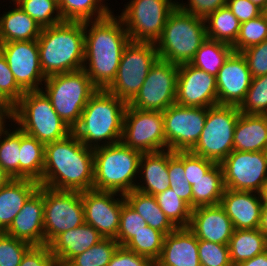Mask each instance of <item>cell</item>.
I'll list each match as a JSON object with an SVG mask.
<instances>
[{
	"label": "cell",
	"mask_w": 267,
	"mask_h": 266,
	"mask_svg": "<svg viewBox=\"0 0 267 266\" xmlns=\"http://www.w3.org/2000/svg\"><path fill=\"white\" fill-rule=\"evenodd\" d=\"M84 33L83 70L97 89L106 90L116 78L122 52L130 41L128 32L122 20L111 13L106 18L84 22Z\"/></svg>",
	"instance_id": "cell-1"
},
{
	"label": "cell",
	"mask_w": 267,
	"mask_h": 266,
	"mask_svg": "<svg viewBox=\"0 0 267 266\" xmlns=\"http://www.w3.org/2000/svg\"><path fill=\"white\" fill-rule=\"evenodd\" d=\"M93 148L70 133L66 138L45 145L44 170L39 185L67 191L93 190Z\"/></svg>",
	"instance_id": "cell-2"
},
{
	"label": "cell",
	"mask_w": 267,
	"mask_h": 266,
	"mask_svg": "<svg viewBox=\"0 0 267 266\" xmlns=\"http://www.w3.org/2000/svg\"><path fill=\"white\" fill-rule=\"evenodd\" d=\"M37 44L40 67L45 77L83 69L84 22L63 21L42 28Z\"/></svg>",
	"instance_id": "cell-3"
},
{
	"label": "cell",
	"mask_w": 267,
	"mask_h": 266,
	"mask_svg": "<svg viewBox=\"0 0 267 266\" xmlns=\"http://www.w3.org/2000/svg\"><path fill=\"white\" fill-rule=\"evenodd\" d=\"M127 105L107 90L98 89L84 107L72 133L85 146L93 149L121 142ZM101 141L104 144L100 145Z\"/></svg>",
	"instance_id": "cell-4"
},
{
	"label": "cell",
	"mask_w": 267,
	"mask_h": 266,
	"mask_svg": "<svg viewBox=\"0 0 267 266\" xmlns=\"http://www.w3.org/2000/svg\"><path fill=\"white\" fill-rule=\"evenodd\" d=\"M93 155V190L125 195L135 189L141 152L118 142L94 148Z\"/></svg>",
	"instance_id": "cell-5"
},
{
	"label": "cell",
	"mask_w": 267,
	"mask_h": 266,
	"mask_svg": "<svg viewBox=\"0 0 267 266\" xmlns=\"http://www.w3.org/2000/svg\"><path fill=\"white\" fill-rule=\"evenodd\" d=\"M206 39L204 18L177 6L169 15L155 46L159 59L181 65L192 61Z\"/></svg>",
	"instance_id": "cell-6"
},
{
	"label": "cell",
	"mask_w": 267,
	"mask_h": 266,
	"mask_svg": "<svg viewBox=\"0 0 267 266\" xmlns=\"http://www.w3.org/2000/svg\"><path fill=\"white\" fill-rule=\"evenodd\" d=\"M13 121L44 145L66 138L72 129L58 116L42 90L27 91L15 105Z\"/></svg>",
	"instance_id": "cell-7"
},
{
	"label": "cell",
	"mask_w": 267,
	"mask_h": 266,
	"mask_svg": "<svg viewBox=\"0 0 267 266\" xmlns=\"http://www.w3.org/2000/svg\"><path fill=\"white\" fill-rule=\"evenodd\" d=\"M46 96L58 116L73 129L79 122L84 107L98 90L83 69L46 77Z\"/></svg>",
	"instance_id": "cell-8"
},
{
	"label": "cell",
	"mask_w": 267,
	"mask_h": 266,
	"mask_svg": "<svg viewBox=\"0 0 267 266\" xmlns=\"http://www.w3.org/2000/svg\"><path fill=\"white\" fill-rule=\"evenodd\" d=\"M240 113L234 105L207 108L204 128L190 152L220 164L233 151L234 129Z\"/></svg>",
	"instance_id": "cell-9"
},
{
	"label": "cell",
	"mask_w": 267,
	"mask_h": 266,
	"mask_svg": "<svg viewBox=\"0 0 267 266\" xmlns=\"http://www.w3.org/2000/svg\"><path fill=\"white\" fill-rule=\"evenodd\" d=\"M158 59L155 43L129 41L122 52L116 78L106 90L128 104Z\"/></svg>",
	"instance_id": "cell-10"
},
{
	"label": "cell",
	"mask_w": 267,
	"mask_h": 266,
	"mask_svg": "<svg viewBox=\"0 0 267 266\" xmlns=\"http://www.w3.org/2000/svg\"><path fill=\"white\" fill-rule=\"evenodd\" d=\"M177 3L172 0H131L117 17L126 26L130 41L155 43Z\"/></svg>",
	"instance_id": "cell-11"
},
{
	"label": "cell",
	"mask_w": 267,
	"mask_h": 266,
	"mask_svg": "<svg viewBox=\"0 0 267 266\" xmlns=\"http://www.w3.org/2000/svg\"><path fill=\"white\" fill-rule=\"evenodd\" d=\"M44 245L59 234L85 223L80 191L54 190L43 186Z\"/></svg>",
	"instance_id": "cell-12"
},
{
	"label": "cell",
	"mask_w": 267,
	"mask_h": 266,
	"mask_svg": "<svg viewBox=\"0 0 267 266\" xmlns=\"http://www.w3.org/2000/svg\"><path fill=\"white\" fill-rule=\"evenodd\" d=\"M121 142L141 153L166 150L163 112L127 105Z\"/></svg>",
	"instance_id": "cell-13"
},
{
	"label": "cell",
	"mask_w": 267,
	"mask_h": 266,
	"mask_svg": "<svg viewBox=\"0 0 267 266\" xmlns=\"http://www.w3.org/2000/svg\"><path fill=\"white\" fill-rule=\"evenodd\" d=\"M179 65L158 59L136 96L128 103L140 110L163 112L175 104Z\"/></svg>",
	"instance_id": "cell-14"
},
{
	"label": "cell",
	"mask_w": 267,
	"mask_h": 266,
	"mask_svg": "<svg viewBox=\"0 0 267 266\" xmlns=\"http://www.w3.org/2000/svg\"><path fill=\"white\" fill-rule=\"evenodd\" d=\"M207 108L177 104L163 111L166 150L190 151L199 140L205 125Z\"/></svg>",
	"instance_id": "cell-15"
},
{
	"label": "cell",
	"mask_w": 267,
	"mask_h": 266,
	"mask_svg": "<svg viewBox=\"0 0 267 266\" xmlns=\"http://www.w3.org/2000/svg\"><path fill=\"white\" fill-rule=\"evenodd\" d=\"M220 165L226 189L259 193L267 181V157L264 151L233 150Z\"/></svg>",
	"instance_id": "cell-16"
},
{
	"label": "cell",
	"mask_w": 267,
	"mask_h": 266,
	"mask_svg": "<svg viewBox=\"0 0 267 266\" xmlns=\"http://www.w3.org/2000/svg\"><path fill=\"white\" fill-rule=\"evenodd\" d=\"M0 51L5 56L15 81L24 92L43 89L39 86L46 77L40 67L37 40L0 43Z\"/></svg>",
	"instance_id": "cell-17"
},
{
	"label": "cell",
	"mask_w": 267,
	"mask_h": 266,
	"mask_svg": "<svg viewBox=\"0 0 267 266\" xmlns=\"http://www.w3.org/2000/svg\"><path fill=\"white\" fill-rule=\"evenodd\" d=\"M175 104L209 108L218 104L216 76L190 63L178 68Z\"/></svg>",
	"instance_id": "cell-18"
},
{
	"label": "cell",
	"mask_w": 267,
	"mask_h": 266,
	"mask_svg": "<svg viewBox=\"0 0 267 266\" xmlns=\"http://www.w3.org/2000/svg\"><path fill=\"white\" fill-rule=\"evenodd\" d=\"M116 192L87 190L81 192L85 223L95 228L104 238H117L123 195Z\"/></svg>",
	"instance_id": "cell-19"
},
{
	"label": "cell",
	"mask_w": 267,
	"mask_h": 266,
	"mask_svg": "<svg viewBox=\"0 0 267 266\" xmlns=\"http://www.w3.org/2000/svg\"><path fill=\"white\" fill-rule=\"evenodd\" d=\"M251 80L244 56L233 52L216 75L218 104L239 106L250 88Z\"/></svg>",
	"instance_id": "cell-20"
},
{
	"label": "cell",
	"mask_w": 267,
	"mask_h": 266,
	"mask_svg": "<svg viewBox=\"0 0 267 266\" xmlns=\"http://www.w3.org/2000/svg\"><path fill=\"white\" fill-rule=\"evenodd\" d=\"M16 239L30 243L32 246L44 245V203L43 186L24 203L23 208L5 231Z\"/></svg>",
	"instance_id": "cell-21"
},
{
	"label": "cell",
	"mask_w": 267,
	"mask_h": 266,
	"mask_svg": "<svg viewBox=\"0 0 267 266\" xmlns=\"http://www.w3.org/2000/svg\"><path fill=\"white\" fill-rule=\"evenodd\" d=\"M188 228L197 239L222 245H228L235 230L231 219L220 204L192 209Z\"/></svg>",
	"instance_id": "cell-22"
},
{
	"label": "cell",
	"mask_w": 267,
	"mask_h": 266,
	"mask_svg": "<svg viewBox=\"0 0 267 266\" xmlns=\"http://www.w3.org/2000/svg\"><path fill=\"white\" fill-rule=\"evenodd\" d=\"M220 205L231 219L234 229L259 227L263 203L258 192L225 189Z\"/></svg>",
	"instance_id": "cell-23"
},
{
	"label": "cell",
	"mask_w": 267,
	"mask_h": 266,
	"mask_svg": "<svg viewBox=\"0 0 267 266\" xmlns=\"http://www.w3.org/2000/svg\"><path fill=\"white\" fill-rule=\"evenodd\" d=\"M156 266H201L198 239L188 227H178L164 237Z\"/></svg>",
	"instance_id": "cell-24"
},
{
	"label": "cell",
	"mask_w": 267,
	"mask_h": 266,
	"mask_svg": "<svg viewBox=\"0 0 267 266\" xmlns=\"http://www.w3.org/2000/svg\"><path fill=\"white\" fill-rule=\"evenodd\" d=\"M102 239L104 237L95 228L83 223L59 234L48 246L61 266H65L73 257L96 245Z\"/></svg>",
	"instance_id": "cell-25"
},
{
	"label": "cell",
	"mask_w": 267,
	"mask_h": 266,
	"mask_svg": "<svg viewBox=\"0 0 267 266\" xmlns=\"http://www.w3.org/2000/svg\"><path fill=\"white\" fill-rule=\"evenodd\" d=\"M39 188L32 179H11L0 188V232H5L24 203Z\"/></svg>",
	"instance_id": "cell-26"
},
{
	"label": "cell",
	"mask_w": 267,
	"mask_h": 266,
	"mask_svg": "<svg viewBox=\"0 0 267 266\" xmlns=\"http://www.w3.org/2000/svg\"><path fill=\"white\" fill-rule=\"evenodd\" d=\"M267 146V115L240 113L234 129L233 150L264 151Z\"/></svg>",
	"instance_id": "cell-27"
},
{
	"label": "cell",
	"mask_w": 267,
	"mask_h": 266,
	"mask_svg": "<svg viewBox=\"0 0 267 266\" xmlns=\"http://www.w3.org/2000/svg\"><path fill=\"white\" fill-rule=\"evenodd\" d=\"M139 172L145 186L137 183L135 189L155 196L164 192L169 186L168 149L159 152L142 153L139 162ZM144 177V178H143Z\"/></svg>",
	"instance_id": "cell-28"
},
{
	"label": "cell",
	"mask_w": 267,
	"mask_h": 266,
	"mask_svg": "<svg viewBox=\"0 0 267 266\" xmlns=\"http://www.w3.org/2000/svg\"><path fill=\"white\" fill-rule=\"evenodd\" d=\"M15 8L0 16V43L37 40L42 27L15 2Z\"/></svg>",
	"instance_id": "cell-29"
},
{
	"label": "cell",
	"mask_w": 267,
	"mask_h": 266,
	"mask_svg": "<svg viewBox=\"0 0 267 266\" xmlns=\"http://www.w3.org/2000/svg\"><path fill=\"white\" fill-rule=\"evenodd\" d=\"M126 202L145 220V222L165 236L177 227L158 206L156 197L136 189L124 195Z\"/></svg>",
	"instance_id": "cell-30"
},
{
	"label": "cell",
	"mask_w": 267,
	"mask_h": 266,
	"mask_svg": "<svg viewBox=\"0 0 267 266\" xmlns=\"http://www.w3.org/2000/svg\"><path fill=\"white\" fill-rule=\"evenodd\" d=\"M230 261L238 265L267 250V237L257 229H235L228 243Z\"/></svg>",
	"instance_id": "cell-31"
},
{
	"label": "cell",
	"mask_w": 267,
	"mask_h": 266,
	"mask_svg": "<svg viewBox=\"0 0 267 266\" xmlns=\"http://www.w3.org/2000/svg\"><path fill=\"white\" fill-rule=\"evenodd\" d=\"M225 189L221 165L215 164L203 177L194 181L192 209L220 204Z\"/></svg>",
	"instance_id": "cell-32"
},
{
	"label": "cell",
	"mask_w": 267,
	"mask_h": 266,
	"mask_svg": "<svg viewBox=\"0 0 267 266\" xmlns=\"http://www.w3.org/2000/svg\"><path fill=\"white\" fill-rule=\"evenodd\" d=\"M45 145L20 129V179L40 181L44 170Z\"/></svg>",
	"instance_id": "cell-33"
},
{
	"label": "cell",
	"mask_w": 267,
	"mask_h": 266,
	"mask_svg": "<svg viewBox=\"0 0 267 266\" xmlns=\"http://www.w3.org/2000/svg\"><path fill=\"white\" fill-rule=\"evenodd\" d=\"M204 20L207 38L231 46L236 42L241 23L226 5L209 14Z\"/></svg>",
	"instance_id": "cell-34"
},
{
	"label": "cell",
	"mask_w": 267,
	"mask_h": 266,
	"mask_svg": "<svg viewBox=\"0 0 267 266\" xmlns=\"http://www.w3.org/2000/svg\"><path fill=\"white\" fill-rule=\"evenodd\" d=\"M102 1L58 0V5L63 21L91 22L106 18L112 13L108 5L103 4Z\"/></svg>",
	"instance_id": "cell-35"
},
{
	"label": "cell",
	"mask_w": 267,
	"mask_h": 266,
	"mask_svg": "<svg viewBox=\"0 0 267 266\" xmlns=\"http://www.w3.org/2000/svg\"><path fill=\"white\" fill-rule=\"evenodd\" d=\"M233 52L231 45L207 38L201 44L190 64L216 76Z\"/></svg>",
	"instance_id": "cell-36"
},
{
	"label": "cell",
	"mask_w": 267,
	"mask_h": 266,
	"mask_svg": "<svg viewBox=\"0 0 267 266\" xmlns=\"http://www.w3.org/2000/svg\"><path fill=\"white\" fill-rule=\"evenodd\" d=\"M12 2H15L42 28L54 26L63 22L58 0H12Z\"/></svg>",
	"instance_id": "cell-37"
},
{
	"label": "cell",
	"mask_w": 267,
	"mask_h": 266,
	"mask_svg": "<svg viewBox=\"0 0 267 266\" xmlns=\"http://www.w3.org/2000/svg\"><path fill=\"white\" fill-rule=\"evenodd\" d=\"M0 167L12 179H20L19 127L16 130H13L12 132L5 130L0 136Z\"/></svg>",
	"instance_id": "cell-38"
},
{
	"label": "cell",
	"mask_w": 267,
	"mask_h": 266,
	"mask_svg": "<svg viewBox=\"0 0 267 266\" xmlns=\"http://www.w3.org/2000/svg\"><path fill=\"white\" fill-rule=\"evenodd\" d=\"M158 206L168 219L178 227H189L192 207L171 190L169 187L164 192L155 195Z\"/></svg>",
	"instance_id": "cell-39"
},
{
	"label": "cell",
	"mask_w": 267,
	"mask_h": 266,
	"mask_svg": "<svg viewBox=\"0 0 267 266\" xmlns=\"http://www.w3.org/2000/svg\"><path fill=\"white\" fill-rule=\"evenodd\" d=\"M165 235L147 225L125 245L138 255L145 256L155 262L161 253Z\"/></svg>",
	"instance_id": "cell-40"
},
{
	"label": "cell",
	"mask_w": 267,
	"mask_h": 266,
	"mask_svg": "<svg viewBox=\"0 0 267 266\" xmlns=\"http://www.w3.org/2000/svg\"><path fill=\"white\" fill-rule=\"evenodd\" d=\"M118 247L116 239L104 238L83 253L73 257L65 266H108Z\"/></svg>",
	"instance_id": "cell-41"
},
{
	"label": "cell",
	"mask_w": 267,
	"mask_h": 266,
	"mask_svg": "<svg viewBox=\"0 0 267 266\" xmlns=\"http://www.w3.org/2000/svg\"><path fill=\"white\" fill-rule=\"evenodd\" d=\"M168 174L171 190L192 207V186L185 177L184 151L168 149Z\"/></svg>",
	"instance_id": "cell-42"
},
{
	"label": "cell",
	"mask_w": 267,
	"mask_h": 266,
	"mask_svg": "<svg viewBox=\"0 0 267 266\" xmlns=\"http://www.w3.org/2000/svg\"><path fill=\"white\" fill-rule=\"evenodd\" d=\"M267 39V12L241 24L236 42L232 45L234 52L260 44Z\"/></svg>",
	"instance_id": "cell-43"
},
{
	"label": "cell",
	"mask_w": 267,
	"mask_h": 266,
	"mask_svg": "<svg viewBox=\"0 0 267 266\" xmlns=\"http://www.w3.org/2000/svg\"><path fill=\"white\" fill-rule=\"evenodd\" d=\"M238 109L243 114L267 115V75L252 78Z\"/></svg>",
	"instance_id": "cell-44"
},
{
	"label": "cell",
	"mask_w": 267,
	"mask_h": 266,
	"mask_svg": "<svg viewBox=\"0 0 267 266\" xmlns=\"http://www.w3.org/2000/svg\"><path fill=\"white\" fill-rule=\"evenodd\" d=\"M147 225L145 220L126 202L123 195L120 226L116 238L119 246H125L135 234L140 232Z\"/></svg>",
	"instance_id": "cell-45"
},
{
	"label": "cell",
	"mask_w": 267,
	"mask_h": 266,
	"mask_svg": "<svg viewBox=\"0 0 267 266\" xmlns=\"http://www.w3.org/2000/svg\"><path fill=\"white\" fill-rule=\"evenodd\" d=\"M32 247L5 232H0V266H19L22 257Z\"/></svg>",
	"instance_id": "cell-46"
},
{
	"label": "cell",
	"mask_w": 267,
	"mask_h": 266,
	"mask_svg": "<svg viewBox=\"0 0 267 266\" xmlns=\"http://www.w3.org/2000/svg\"><path fill=\"white\" fill-rule=\"evenodd\" d=\"M198 255L201 266H233L228 245L198 239Z\"/></svg>",
	"instance_id": "cell-47"
},
{
	"label": "cell",
	"mask_w": 267,
	"mask_h": 266,
	"mask_svg": "<svg viewBox=\"0 0 267 266\" xmlns=\"http://www.w3.org/2000/svg\"><path fill=\"white\" fill-rule=\"evenodd\" d=\"M240 53L247 62L252 78L267 75V39Z\"/></svg>",
	"instance_id": "cell-48"
},
{
	"label": "cell",
	"mask_w": 267,
	"mask_h": 266,
	"mask_svg": "<svg viewBox=\"0 0 267 266\" xmlns=\"http://www.w3.org/2000/svg\"><path fill=\"white\" fill-rule=\"evenodd\" d=\"M0 91L15 106L24 95L10 70L5 56L0 51Z\"/></svg>",
	"instance_id": "cell-49"
},
{
	"label": "cell",
	"mask_w": 267,
	"mask_h": 266,
	"mask_svg": "<svg viewBox=\"0 0 267 266\" xmlns=\"http://www.w3.org/2000/svg\"><path fill=\"white\" fill-rule=\"evenodd\" d=\"M215 163L190 151H184V169L187 182L192 186L194 181L203 177Z\"/></svg>",
	"instance_id": "cell-50"
},
{
	"label": "cell",
	"mask_w": 267,
	"mask_h": 266,
	"mask_svg": "<svg viewBox=\"0 0 267 266\" xmlns=\"http://www.w3.org/2000/svg\"><path fill=\"white\" fill-rule=\"evenodd\" d=\"M19 266H61L48 245L32 246L22 257Z\"/></svg>",
	"instance_id": "cell-51"
},
{
	"label": "cell",
	"mask_w": 267,
	"mask_h": 266,
	"mask_svg": "<svg viewBox=\"0 0 267 266\" xmlns=\"http://www.w3.org/2000/svg\"><path fill=\"white\" fill-rule=\"evenodd\" d=\"M154 262L125 246H119L111 257L108 266H153Z\"/></svg>",
	"instance_id": "cell-52"
},
{
	"label": "cell",
	"mask_w": 267,
	"mask_h": 266,
	"mask_svg": "<svg viewBox=\"0 0 267 266\" xmlns=\"http://www.w3.org/2000/svg\"><path fill=\"white\" fill-rule=\"evenodd\" d=\"M188 5L177 3V6L183 11L191 13L200 18H206L220 7L226 5L227 0H188ZM186 5V6H185Z\"/></svg>",
	"instance_id": "cell-53"
},
{
	"label": "cell",
	"mask_w": 267,
	"mask_h": 266,
	"mask_svg": "<svg viewBox=\"0 0 267 266\" xmlns=\"http://www.w3.org/2000/svg\"><path fill=\"white\" fill-rule=\"evenodd\" d=\"M226 6L241 24L258 17L264 12L250 0H227Z\"/></svg>",
	"instance_id": "cell-54"
},
{
	"label": "cell",
	"mask_w": 267,
	"mask_h": 266,
	"mask_svg": "<svg viewBox=\"0 0 267 266\" xmlns=\"http://www.w3.org/2000/svg\"><path fill=\"white\" fill-rule=\"evenodd\" d=\"M236 266H267V250Z\"/></svg>",
	"instance_id": "cell-55"
},
{
	"label": "cell",
	"mask_w": 267,
	"mask_h": 266,
	"mask_svg": "<svg viewBox=\"0 0 267 266\" xmlns=\"http://www.w3.org/2000/svg\"><path fill=\"white\" fill-rule=\"evenodd\" d=\"M15 108H0V136L7 129L5 128L6 119L13 120Z\"/></svg>",
	"instance_id": "cell-56"
},
{
	"label": "cell",
	"mask_w": 267,
	"mask_h": 266,
	"mask_svg": "<svg viewBox=\"0 0 267 266\" xmlns=\"http://www.w3.org/2000/svg\"><path fill=\"white\" fill-rule=\"evenodd\" d=\"M258 229L267 237V205H262Z\"/></svg>",
	"instance_id": "cell-57"
},
{
	"label": "cell",
	"mask_w": 267,
	"mask_h": 266,
	"mask_svg": "<svg viewBox=\"0 0 267 266\" xmlns=\"http://www.w3.org/2000/svg\"><path fill=\"white\" fill-rule=\"evenodd\" d=\"M0 108H15V106L0 91Z\"/></svg>",
	"instance_id": "cell-58"
},
{
	"label": "cell",
	"mask_w": 267,
	"mask_h": 266,
	"mask_svg": "<svg viewBox=\"0 0 267 266\" xmlns=\"http://www.w3.org/2000/svg\"><path fill=\"white\" fill-rule=\"evenodd\" d=\"M12 178L0 167V188L6 185Z\"/></svg>",
	"instance_id": "cell-59"
},
{
	"label": "cell",
	"mask_w": 267,
	"mask_h": 266,
	"mask_svg": "<svg viewBox=\"0 0 267 266\" xmlns=\"http://www.w3.org/2000/svg\"><path fill=\"white\" fill-rule=\"evenodd\" d=\"M261 202L263 205H267V181L263 184L261 191L259 192Z\"/></svg>",
	"instance_id": "cell-60"
},
{
	"label": "cell",
	"mask_w": 267,
	"mask_h": 266,
	"mask_svg": "<svg viewBox=\"0 0 267 266\" xmlns=\"http://www.w3.org/2000/svg\"><path fill=\"white\" fill-rule=\"evenodd\" d=\"M250 1L256 4L264 12H267V0H250Z\"/></svg>",
	"instance_id": "cell-61"
},
{
	"label": "cell",
	"mask_w": 267,
	"mask_h": 266,
	"mask_svg": "<svg viewBox=\"0 0 267 266\" xmlns=\"http://www.w3.org/2000/svg\"><path fill=\"white\" fill-rule=\"evenodd\" d=\"M264 152H265V155H266V157H267V146H266Z\"/></svg>",
	"instance_id": "cell-62"
}]
</instances>
